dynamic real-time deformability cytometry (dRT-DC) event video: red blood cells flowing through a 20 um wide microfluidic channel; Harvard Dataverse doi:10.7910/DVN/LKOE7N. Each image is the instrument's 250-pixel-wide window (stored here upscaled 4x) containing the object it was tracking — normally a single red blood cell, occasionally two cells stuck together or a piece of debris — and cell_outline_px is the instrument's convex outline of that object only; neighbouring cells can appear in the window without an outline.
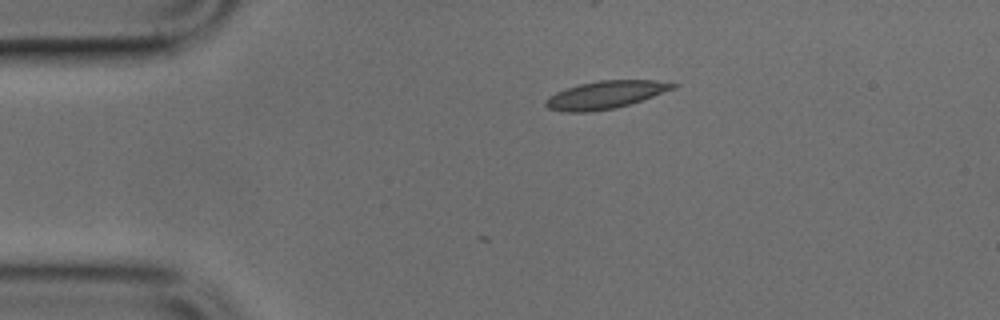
{"species": "common noctule bat (a hibernating species)", "species_latin": "Nyctalus noctula", "temperature_condition": "cold", "stored_images_in_passage": 4, "camera_frame_rate_fps": 3000, "um_per_image_px": 0.085, "animal": {"sex": "male", "body_mass_g": 17.9, "forearm_length_mm": 54.2}, "frame": {"image": 1, "passage_image": 1, "time_ms": 0.0, "image_size_px": [1000, 320], "cell_outline_px": [[680, 84], [676, 88], [616, 108], [588, 112], [560, 112], [548, 108], [544, 104], [544, 100], [548, 96], [556, 92], [580, 84], [600, 80], [656, 80]], "centroid_in_image_um": [51.43, 8.06], "position_along_channel_um": 33.6, "area_um2": 20.52}}